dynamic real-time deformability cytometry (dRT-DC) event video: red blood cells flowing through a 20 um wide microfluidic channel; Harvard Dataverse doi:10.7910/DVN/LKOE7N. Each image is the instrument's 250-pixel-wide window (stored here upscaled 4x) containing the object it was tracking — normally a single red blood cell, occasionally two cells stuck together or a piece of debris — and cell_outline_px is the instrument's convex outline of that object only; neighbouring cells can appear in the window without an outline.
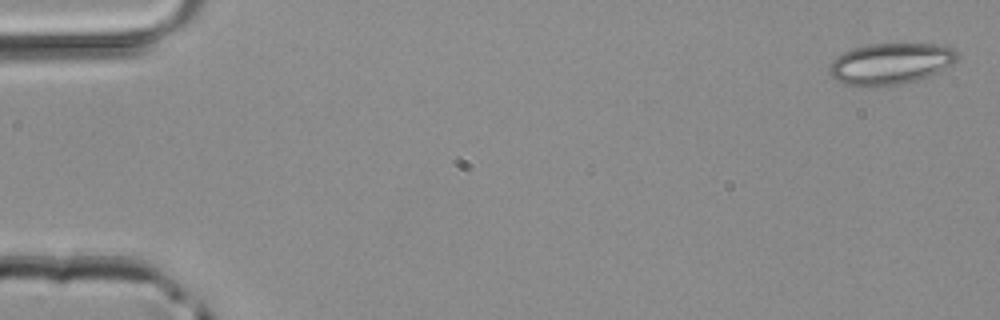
{"species": "common noctule bat (a hibernating species)", "species_latin": "Nyctalus noctula", "temperature_condition": "room temperature", "stored_images_in_passage": 27, "camera_frame_rate_fps": 3000, "um_per_image_px": 0.085, "animal": {"sex": "male", "body_mass_g": 20.4}, "frame": {"image": 1, "passage_image": 2, "time_ms": 0.333, "image_size_px": [1000, 320], "cell_outline_px": [[960, 56], [952, 64], [940, 72], [916, 80], [900, 84], [860, 88], [844, 84], [836, 80], [828, 72], [828, 64], [836, 56], [852, 48], [868, 44], [936, 44], [952, 48]], "centroid_in_image_um": [75.65, 5.43], "position_along_channel_um": 9.4, "area_um2": 31.21}}
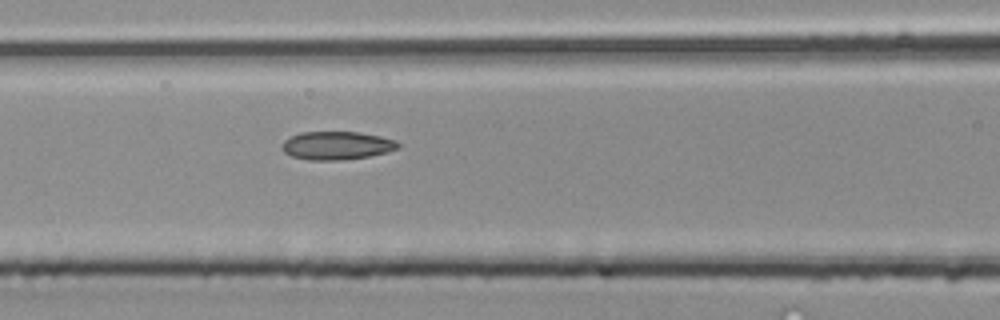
{"frame": {"image": 2, "passage_image": 21, "time_ms": 6.667, "image_size_px": [1000, 320], "cell_outline_px": [[400, 148], [388, 152], [368, 156], [344, 160], [308, 160], [292, 156], [284, 152], [280, 148], [284, 140], [300, 132], [360, 132], [380, 136], [396, 140], [400, 144]], "centroid_in_image_um": [28.64, 12.37], "position_along_channel_um": 138.0, "area_um2": 19.25}}
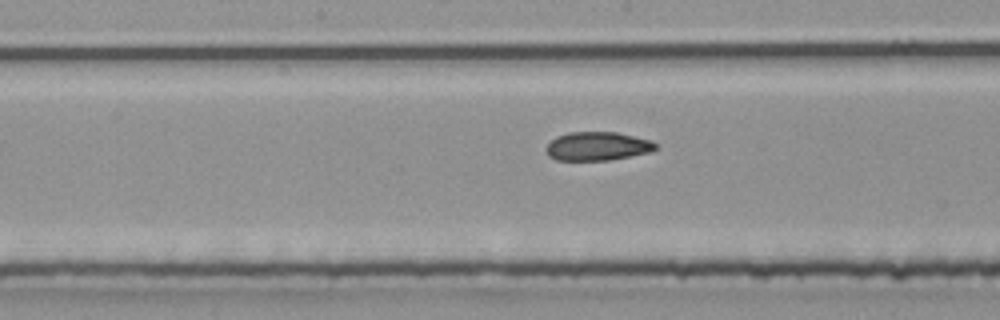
{"frame": {"image": 3, "passage_image": 25, "time_ms": 8.0, "image_size_px": [1000, 320], "cell_outline_px": [[656, 148], [652, 152], [608, 160], [556, 160], [548, 156], [544, 148], [556, 136], [568, 132], [616, 132], [652, 140], [656, 144]], "centroid_in_image_um": [50.77, 12.42], "position_along_channel_um": 197.4, "area_um2": 18.38}}